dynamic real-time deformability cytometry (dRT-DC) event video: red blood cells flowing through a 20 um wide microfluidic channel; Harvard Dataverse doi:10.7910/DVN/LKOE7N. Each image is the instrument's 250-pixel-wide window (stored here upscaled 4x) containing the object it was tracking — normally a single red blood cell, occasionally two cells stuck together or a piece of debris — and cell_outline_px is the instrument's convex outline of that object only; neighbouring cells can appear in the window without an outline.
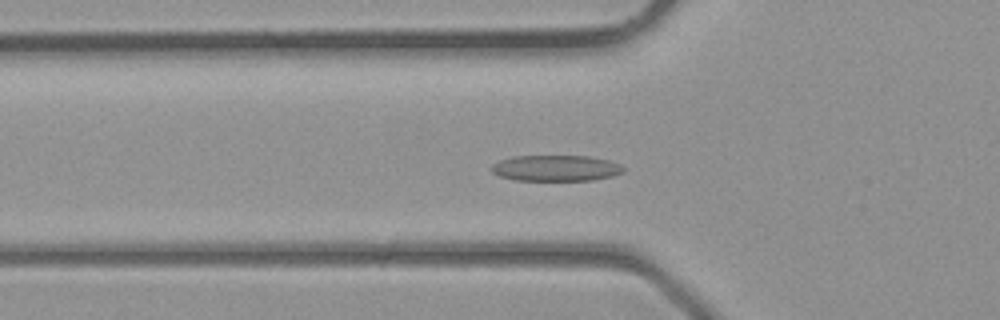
{"species": "common noctule bat (a hibernating species)", "species_latin": "Nyctalus noctula", "temperature_condition": "room temperature", "stored_images_in_passage": 36, "camera_frame_rate_fps": 3000, "um_per_image_px": 0.085, "animal": {"sex": "male", "body_mass_g": 23.1, "forearm_length_mm": 52.7}, "frame": {"image": 1, "passage_image": 10, "time_ms": 3.0, "image_size_px": [1000, 320], "cell_outline_px": [[624, 172], [612, 176], [592, 180], [516, 180], [500, 176], [492, 172], [488, 168], [492, 164], [500, 160], [512, 156], [592, 156], [608, 160], [620, 164], [624, 168]], "centroid_in_image_um": [47.23, 14.28], "position_along_channel_um": 78.6, "area_um2": 20.06}}
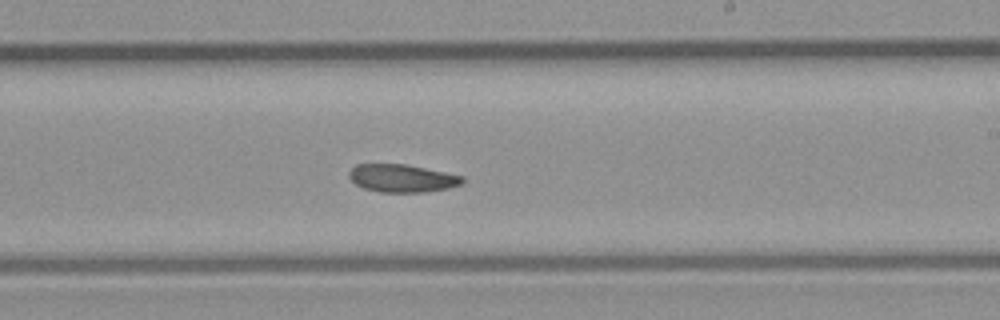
{"frame": {"image": 2, "passage_image": 20, "time_ms": 6.333, "image_size_px": [1000, 320], "cell_outline_px": [[464, 184], [448, 188], [424, 192], [380, 192], [364, 188], [356, 184], [348, 176], [348, 172], [356, 164], [408, 164], [464, 176]], "centroid_in_image_um": [34.2, 15.14], "position_along_channel_um": 254.8, "area_um2": 18.5}}
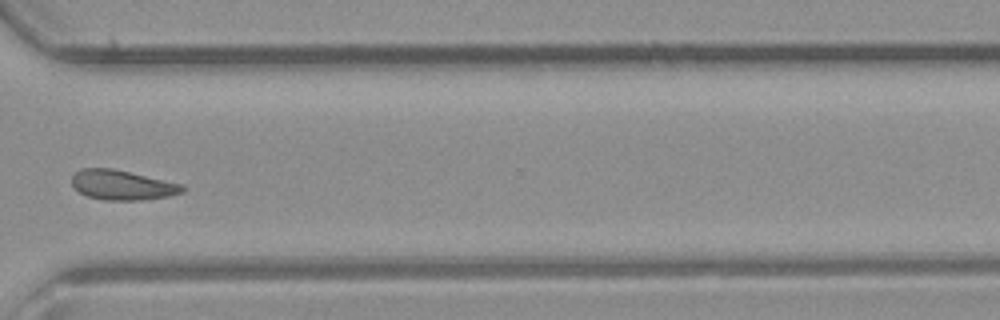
{"frame": {"image": 3, "passage_image": 26, "time_ms": 8.333, "image_size_px": [1000, 320], "cell_outline_px": [[184, 192], [168, 196], [140, 200], [104, 200], [88, 196], [80, 192], [72, 184], [72, 176], [80, 168], [112, 168], [184, 184]], "centroid_in_image_um": [10.4, 15.72], "position_along_channel_um": 360.2, "area_um2": 19.13}}